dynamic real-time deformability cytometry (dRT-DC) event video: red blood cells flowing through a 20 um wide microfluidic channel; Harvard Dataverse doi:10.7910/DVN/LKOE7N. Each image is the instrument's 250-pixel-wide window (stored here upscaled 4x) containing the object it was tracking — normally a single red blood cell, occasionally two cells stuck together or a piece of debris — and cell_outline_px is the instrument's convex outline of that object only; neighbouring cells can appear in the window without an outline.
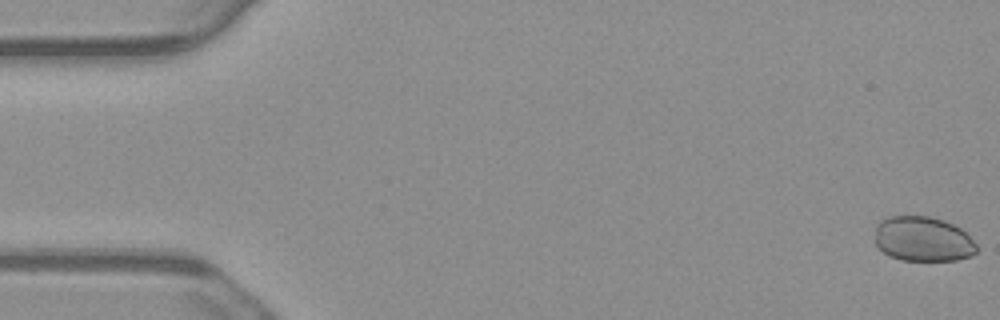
{"species": "common noctule bat (a hibernating species)", "species_latin": "Nyctalus noctula", "temperature_condition": "warm", "stored_images_in_passage": 55, "camera_frame_rate_fps": 3000, "um_per_image_px": 0.085, "animal": {"sex": "male", "body_mass_g": 23.1, "forearm_length_mm": 52.7}, "frame": {"image": 1, "passage_image": 1, "time_ms": 0.0, "image_size_px": [1000, 320], "cell_outline_px": [[976, 252], [972, 256], [956, 260], [900, 260], [884, 252], [876, 244], [876, 224], [880, 220], [888, 216], [928, 216], [944, 220], [960, 228], [976, 244]], "centroid_in_image_um": [78.44, 20.31], "position_along_channel_um": 6.6, "area_um2": 26.47}}
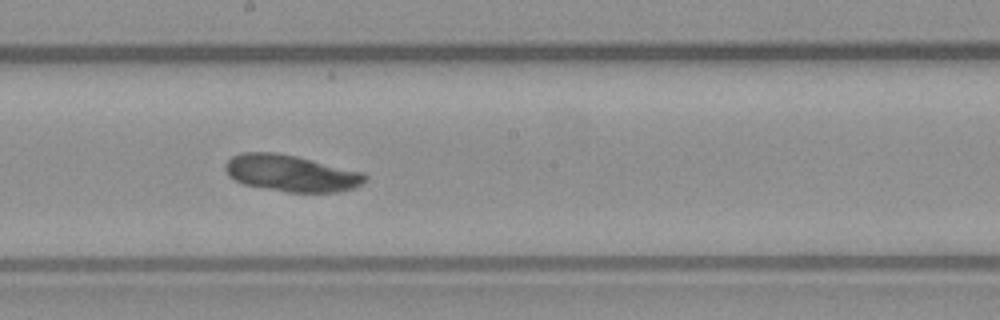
{"frame": {"image": 2, "passage_image": 30, "time_ms": 9.667, "image_size_px": [1000, 320], "cell_outline_px": [[368, 180], [352, 188], [340, 192], [288, 192], [264, 188], [244, 184], [228, 176], [224, 168], [224, 164], [232, 156], [240, 152], [276, 152], [296, 156], [364, 172], [368, 176]], "centroid_in_image_um": [24.74, 14.72], "position_along_channel_um": 223.5, "area_um2": 29.94}}
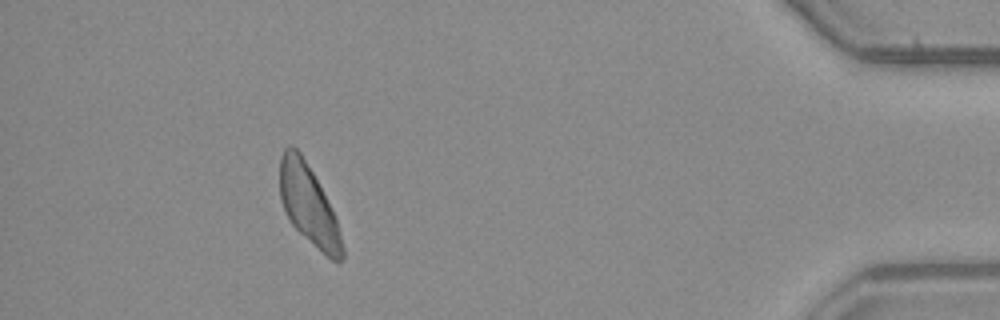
{"frame": {"image": 3, "passage_image": 50, "time_ms": 16.333, "image_size_px": [1000, 320], "cell_outline_px": [[344, 256], [340, 260], [332, 260], [300, 232], [292, 224], [280, 200], [280, 156], [284, 148], [288, 144], [292, 144], [300, 152], [312, 172], [332, 208], [336, 216], [344, 248]], "centroid_in_image_um": [26.22, 17.37], "position_along_channel_um": 409.0, "area_um2": 28.55}, "authors_computed_cell_mechanics": {"area_um2": 29.5358, "velocity_mm_per_s": 3.7395, "shape_relaxation_time_tau1_ms": 0.6212, "shape_relaxation_time_tau2_ms": null, "deformation_change_tau1": null, "deformation_change_tau2": null}}